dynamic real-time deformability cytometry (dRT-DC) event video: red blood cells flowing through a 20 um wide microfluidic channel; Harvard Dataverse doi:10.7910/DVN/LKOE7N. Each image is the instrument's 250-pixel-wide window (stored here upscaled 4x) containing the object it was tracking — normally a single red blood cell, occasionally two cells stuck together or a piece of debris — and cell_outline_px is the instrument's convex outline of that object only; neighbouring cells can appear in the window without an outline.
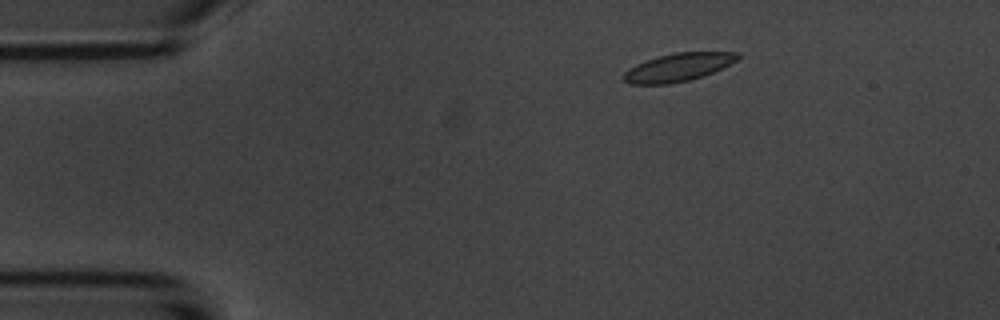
{"species": "common noctule bat (a hibernating species)", "species_latin": "Nyctalus noctula", "temperature_condition": "room temperature", "stored_images_in_passage": 3, "camera_frame_rate_fps": 3000, "um_per_image_px": 0.085, "animal": {"sex": "male", "body_mass_g": 20.1, "forearm_length_mm": 53.5}, "frame": {"image": 1, "passage_image": 1, "time_ms": 0.0, "image_size_px": [1000, 320], "cell_outline_px": [[740, 56], [736, 60], [704, 76], [688, 80], [668, 84], [628, 84], [624, 80], [624, 72], [628, 68], [636, 64], [660, 56], [676, 52], [740, 52]], "centroid_in_image_um": [57.62, 5.72], "position_along_channel_um": 27.4, "area_um2": 18.38}}